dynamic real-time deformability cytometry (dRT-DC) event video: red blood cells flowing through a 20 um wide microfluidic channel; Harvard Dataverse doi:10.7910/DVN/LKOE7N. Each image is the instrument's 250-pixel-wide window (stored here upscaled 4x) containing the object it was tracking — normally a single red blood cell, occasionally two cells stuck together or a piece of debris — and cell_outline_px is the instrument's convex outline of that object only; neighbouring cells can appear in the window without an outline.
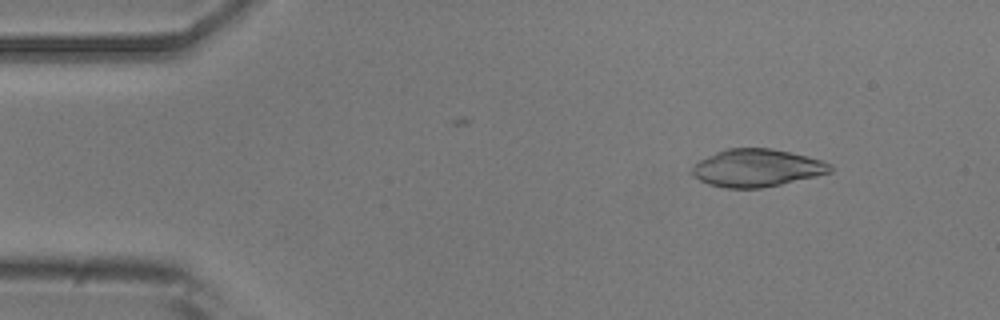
{"species": "common noctule bat (a hibernating species)", "species_latin": "Nyctalus noctula", "temperature_condition": "room temperature", "stored_images_in_passage": 6, "camera_frame_rate_fps": 3000, "um_per_image_px": 0.085, "animal": {"sex": "male", "body_mass_g": 20.5, "forearm_length_mm": 52.5}, "frame": {"image": 1, "passage_image": 1, "time_ms": 0.0, "image_size_px": [1000, 320], "cell_outline_px": [[832, 172], [816, 176], [780, 184], [760, 188], [724, 188], [708, 184], [692, 176], [688, 172], [700, 160], [716, 152], [728, 148], [772, 148], [808, 156], [832, 164]], "centroid_in_image_um": [64.31, 14.27], "position_along_channel_um": 20.7, "area_um2": 30.29}}